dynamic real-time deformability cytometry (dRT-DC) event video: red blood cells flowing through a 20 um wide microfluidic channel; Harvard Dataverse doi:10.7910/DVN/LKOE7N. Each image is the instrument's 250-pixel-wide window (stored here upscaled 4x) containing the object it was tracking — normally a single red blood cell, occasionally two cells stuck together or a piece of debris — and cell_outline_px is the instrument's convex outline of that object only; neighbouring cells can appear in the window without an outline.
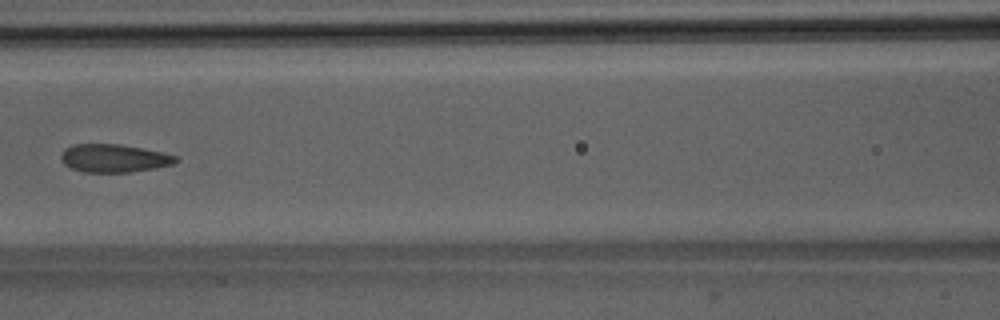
{"species": "Egyptian fruit bat (a non-hibernating species)", "species_latin": "Rousettus aegyptiacus", "temperature_condition": "room temperature", "stored_images_in_passage": 8, "camera_frame_rate_fps": 3000, "um_per_image_px": 0.085, "animal": {"sex": "male"}, "frame": {"image": 1, "passage_image": 8, "time_ms": 8.333, "image_size_px": [1000, 320], "cell_outline_px": [[180, 160], [176, 164], [132, 172], [84, 172], [72, 168], [64, 164], [60, 160], [60, 156], [64, 148], [72, 144], [120, 144], [164, 152], [176, 156]], "centroid_in_image_um": [9.7, 13.44], "position_along_channel_um": 156.9, "area_um2": 19.02}}